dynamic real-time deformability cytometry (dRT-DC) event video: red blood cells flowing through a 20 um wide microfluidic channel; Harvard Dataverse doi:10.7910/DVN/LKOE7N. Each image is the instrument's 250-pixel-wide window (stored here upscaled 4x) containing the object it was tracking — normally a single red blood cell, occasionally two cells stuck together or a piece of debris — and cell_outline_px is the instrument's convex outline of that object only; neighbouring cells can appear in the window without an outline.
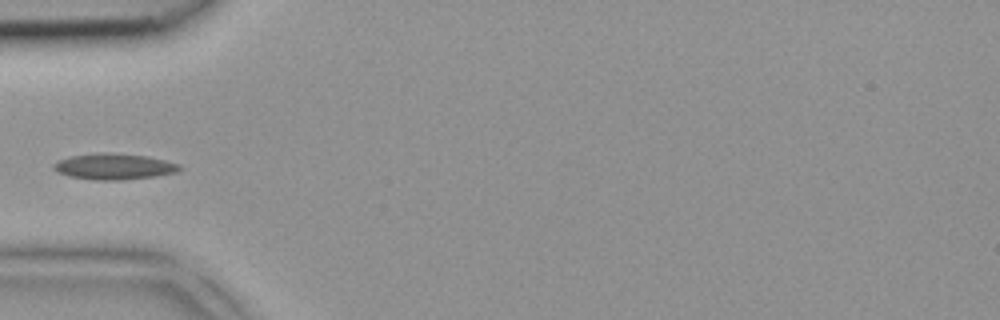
{"species": "common noctule bat (a hibernating species)", "species_latin": "Nyctalus noctula", "temperature_condition": "room temperature", "stored_images_in_passage": 4, "camera_frame_rate_fps": 3000, "um_per_image_px": 0.085, "animal": {"sex": "female", "body_mass_g": 18.4}, "frame": {"image": 1, "passage_image": 4, "time_ms": 1.0, "image_size_px": [1000, 320], "cell_outline_px": [[184, 168], [176, 172], [156, 176], [124, 180], [96, 180], [68, 176], [56, 172], [52, 168], [52, 164], [56, 160], [72, 156], [100, 152], [108, 152], [148, 156], [180, 164]], "centroid_in_image_um": [9.67, 14.15], "position_along_channel_um": 75.3, "area_um2": 19.36}}